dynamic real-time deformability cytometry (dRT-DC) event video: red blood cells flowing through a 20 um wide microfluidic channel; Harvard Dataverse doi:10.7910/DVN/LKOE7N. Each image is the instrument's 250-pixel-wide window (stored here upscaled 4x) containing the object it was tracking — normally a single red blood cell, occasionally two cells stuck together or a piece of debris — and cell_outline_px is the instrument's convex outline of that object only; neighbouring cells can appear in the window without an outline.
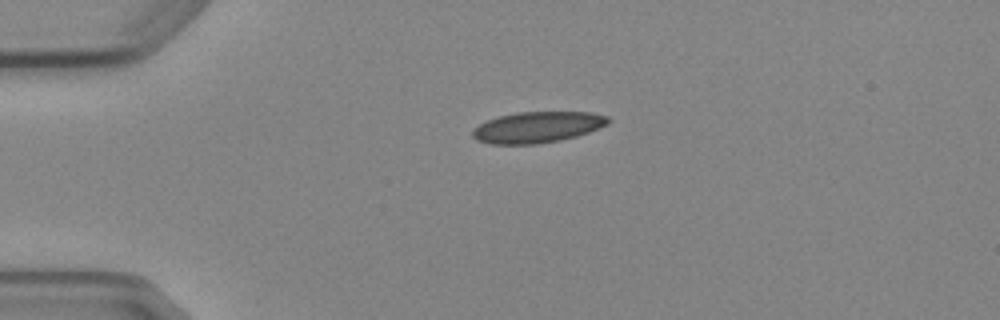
{"species": "Egyptian fruit bat (a non-hibernating species)", "species_latin": "Rousettus aegyptiacus", "temperature_condition": "cold", "stored_images_in_passage": 3, "camera_frame_rate_fps": 3000, "um_per_image_px": 0.085, "animal": {"sex": "female"}, "frame": {"image": 1, "passage_image": 1, "time_ms": 0.0, "image_size_px": [1000, 320], "cell_outline_px": [[612, 120], [608, 124], [588, 132], [576, 136], [560, 140], [536, 144], [492, 144], [476, 140], [472, 136], [472, 128], [488, 120], [500, 116], [516, 112], [592, 112], [608, 116]], "centroid_in_image_um": [45.69, 10.81], "position_along_channel_um": 39.3, "area_um2": 24.57}}
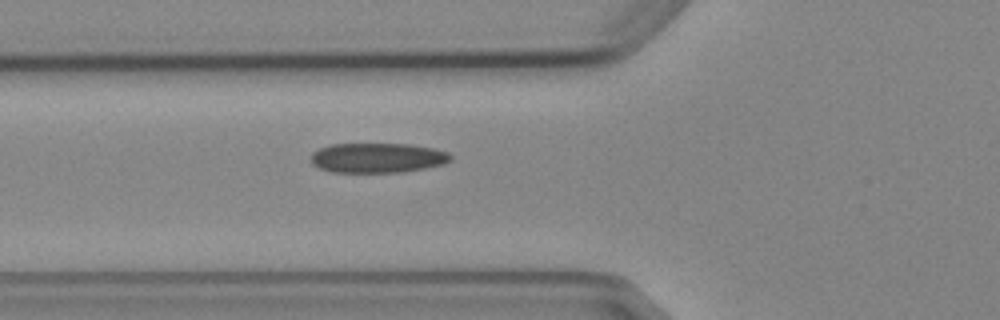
{"frame": {"image": 2, "passage_image": 3, "time_ms": 2.333, "image_size_px": [1000, 320], "cell_outline_px": [[452, 160], [444, 164], [424, 168], [400, 172], [332, 172], [320, 168], [312, 164], [312, 152], [320, 148], [332, 144], [408, 144], [432, 148], [448, 152], [452, 156]], "centroid_in_image_um": [32.1, 13.41], "position_along_channel_um": 93.7, "area_um2": 24.16}}